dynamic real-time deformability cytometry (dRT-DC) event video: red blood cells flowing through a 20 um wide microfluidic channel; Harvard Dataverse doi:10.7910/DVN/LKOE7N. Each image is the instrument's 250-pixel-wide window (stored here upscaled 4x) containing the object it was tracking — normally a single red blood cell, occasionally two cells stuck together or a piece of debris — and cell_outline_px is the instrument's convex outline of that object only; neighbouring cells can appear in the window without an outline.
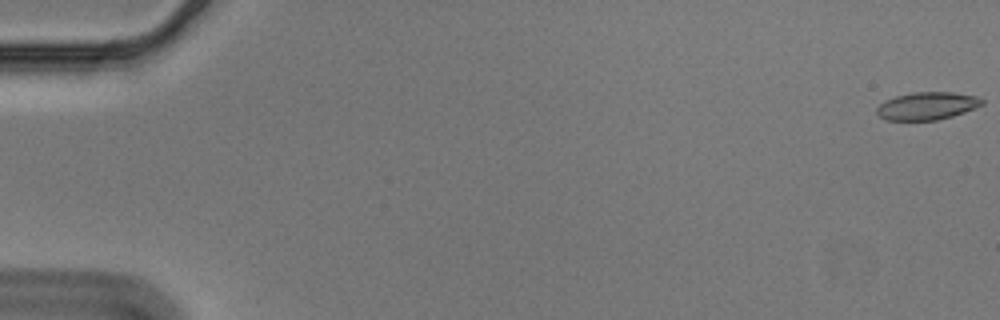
{"species": "Egyptian fruit bat (a non-hibernating species)", "species_latin": "Rousettus aegyptiacus", "temperature_condition": "cold", "stored_images_in_passage": 57, "camera_frame_rate_fps": 3000, "um_per_image_px": 0.085, "animal": {"sex": "male"}, "frame": {"image": 1, "passage_image": 1, "time_ms": 0.0, "image_size_px": [1000, 320], "cell_outline_px": [[984, 104], [964, 112], [952, 116], [936, 120], [884, 120], [876, 112], [876, 108], [884, 100], [896, 96], [912, 92], [952, 92], [976, 96], [984, 100]], "centroid_in_image_um": [78.78, 9.0], "position_along_channel_um": 6.2, "area_um2": 16.99}}
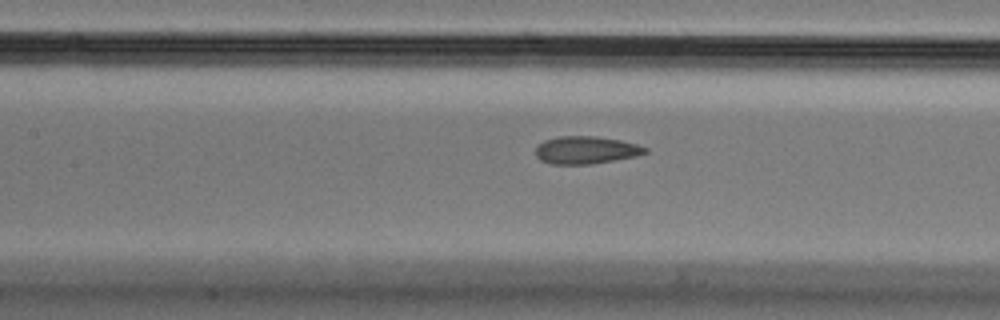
{"frame": {"image": 2, "passage_image": 27, "time_ms": 8.667, "image_size_px": [1000, 320], "cell_outline_px": [[648, 152], [636, 156], [592, 164], [552, 164], [540, 160], [536, 156], [536, 148], [544, 140], [560, 136], [596, 136], [620, 140], [636, 144], [648, 148]], "centroid_in_image_um": [49.81, 12.75], "position_along_channel_um": 157.6, "area_um2": 17.57}}
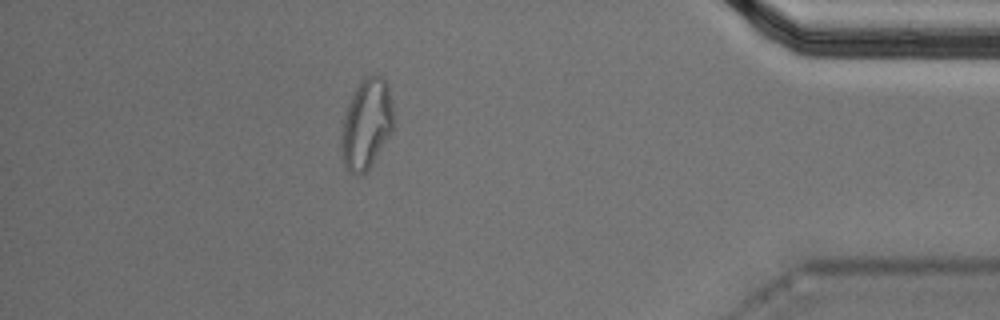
{"frame": {"image": 3, "passage_image": 51, "time_ms": 16.667, "image_size_px": [1000, 320], "cell_outline_px": [[392, 128], [372, 164], [360, 176], [356, 176], [348, 172], [344, 164], [344, 116], [352, 96], [360, 80], [364, 76], [380, 76], [388, 84], [392, 108]], "centroid_in_image_um": [31.17, 10.52], "position_along_channel_um": 404.0, "area_um2": 26.18}, "authors_computed_cell_mechanics": {"area_um2": 17.8602, "velocity_mm_per_s": 3.5666, "shape_relaxation_time_tau1_ms": 8.6197, "shape_relaxation_time_tau2_ms": 1.9233, "deformation_change_tau1": 0.1961, "deformation_change_tau2": 0.0778}}